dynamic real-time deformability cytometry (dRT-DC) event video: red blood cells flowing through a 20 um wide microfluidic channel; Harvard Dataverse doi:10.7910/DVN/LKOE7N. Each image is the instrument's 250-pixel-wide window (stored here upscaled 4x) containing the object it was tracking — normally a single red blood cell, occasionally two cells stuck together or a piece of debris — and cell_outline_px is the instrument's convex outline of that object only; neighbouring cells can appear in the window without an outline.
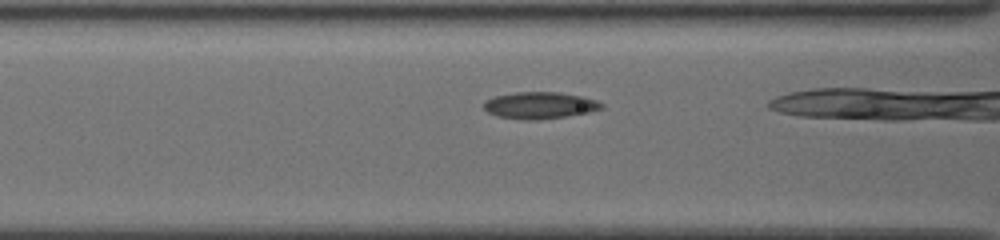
{"species": "common noctule bat (a hibernating species)", "species_latin": "Nyctalus noctula", "temperature_condition": "cold", "stored_images_in_passage": 30, "camera_frame_rate_fps": 3000, "um_per_image_px": 0.085, "animal": {"sex": "female", "body_mass_g": 19.5, "forearm_length_mm": 54.1}, "frame": {"image": 1, "passage_image": 9, "time_ms": 2.667, "image_size_px": [1000, 240], "cell_outline_px": [[604, 108], [588, 112], [540, 120], [524, 120], [496, 116], [488, 112], [484, 108], [484, 100], [496, 96], [516, 92], [556, 92], [584, 96], [596, 100], [604, 104]], "centroid_in_image_um": [45.88, 8.95], "position_along_channel_um": 120.7, "area_um2": 18.38}}
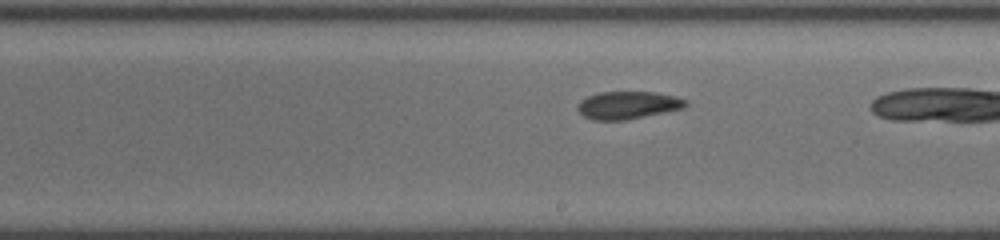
{"frame": {"image": 2, "passage_image": 18, "time_ms": 5.667, "image_size_px": [1000, 240], "cell_outline_px": [[688, 104], [684, 108], [628, 120], [592, 120], [584, 116], [576, 108], [580, 100], [588, 96], [600, 92], [656, 92], [676, 96], [688, 100]], "centroid_in_image_um": [53.39, 8.94], "position_along_channel_um": 235.6, "area_um2": 17.57}}
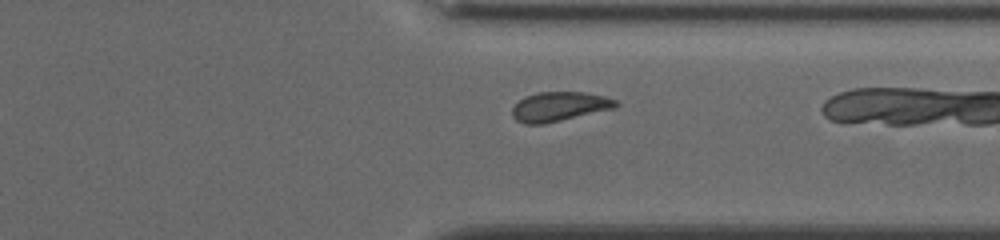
{"frame": {"image": 3, "passage_image": 28, "time_ms": 9.0, "image_size_px": [1000, 240], "cell_outline_px": [[620, 104], [616, 108], [544, 124], [524, 124], [516, 120], [512, 116], [512, 108], [524, 96], [540, 92], [584, 92], [604, 96], [616, 100]], "centroid_in_image_um": [47.55, 9.06], "position_along_channel_um": 363.8, "area_um2": 17.8}}